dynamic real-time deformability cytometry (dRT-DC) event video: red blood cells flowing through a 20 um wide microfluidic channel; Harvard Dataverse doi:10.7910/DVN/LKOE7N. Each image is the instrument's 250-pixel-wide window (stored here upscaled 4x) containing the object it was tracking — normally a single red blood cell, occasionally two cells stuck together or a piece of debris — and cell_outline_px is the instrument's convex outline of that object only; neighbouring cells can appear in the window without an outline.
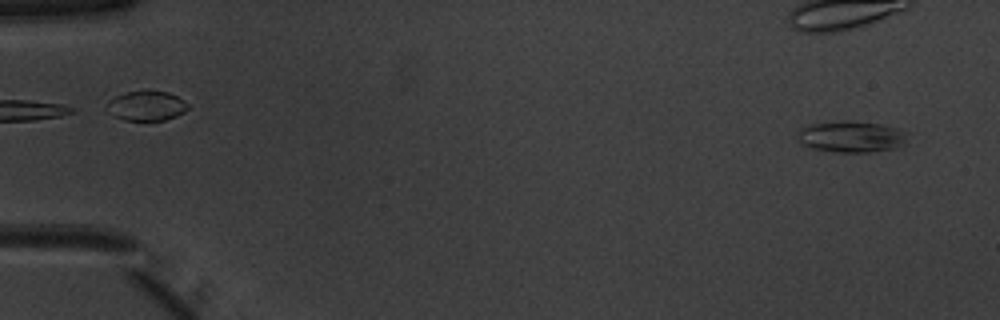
{"species": "common noctule bat (a hibernating species)", "species_latin": "Nyctalus noctula", "temperature_condition": "warm", "stored_images_in_passage": 51, "camera_frame_rate_fps": 3000, "um_per_image_px": 0.085, "animal": {"sex": "male", "body_mass_g": 20.1, "forearm_length_mm": 53.5}, "frame": {"image": 1, "passage_image": 3, "time_ms": 0.667, "image_size_px": [1000, 320], "cell_outline_px": [[912, 132], [904, 144], [896, 148], [868, 152], [840, 152], [812, 148], [800, 144], [796, 140], [796, 128], [808, 124], [844, 120], [880, 124], [900, 128]], "centroid_in_image_um": [72.35, 11.6], "position_along_channel_um": 12.6, "area_um2": 20.75}}